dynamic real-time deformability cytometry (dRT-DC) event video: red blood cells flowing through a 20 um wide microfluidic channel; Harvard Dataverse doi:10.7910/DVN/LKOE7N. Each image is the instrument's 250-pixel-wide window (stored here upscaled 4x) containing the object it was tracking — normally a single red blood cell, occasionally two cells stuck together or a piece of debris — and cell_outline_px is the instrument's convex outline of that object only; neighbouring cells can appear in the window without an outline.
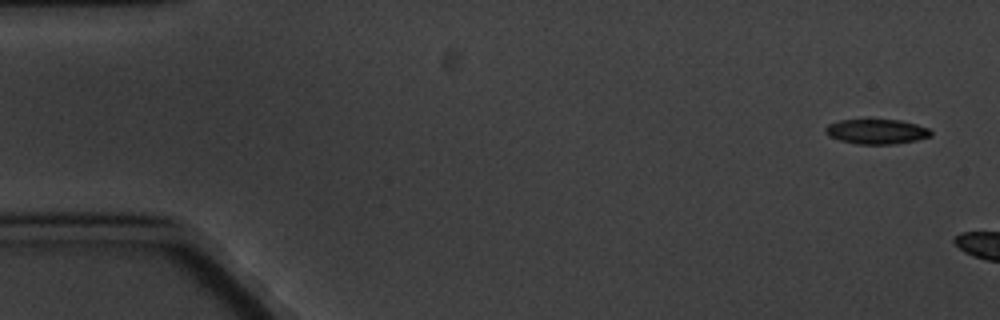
{"species": "common noctule bat (a hibernating species)", "species_latin": "Nyctalus noctula", "temperature_condition": "cold", "stored_images_in_passage": 3, "camera_frame_rate_fps": 3000, "um_per_image_px": 0.085, "animal": {"sex": "male", "body_mass_g": 20.1, "forearm_length_mm": 53.5}, "frame": {"image": 1, "passage_image": 1, "time_ms": 0.0, "image_size_px": [1000, 320], "cell_outline_px": [[932, 136], [916, 140], [892, 144], [856, 144], [840, 140], [828, 136], [824, 132], [824, 128], [828, 124], [840, 120], [900, 120], [916, 124], [928, 128], [932, 132]], "centroid_in_image_um": [74.49, 11.18], "position_along_channel_um": 10.5, "area_um2": 15.26}}